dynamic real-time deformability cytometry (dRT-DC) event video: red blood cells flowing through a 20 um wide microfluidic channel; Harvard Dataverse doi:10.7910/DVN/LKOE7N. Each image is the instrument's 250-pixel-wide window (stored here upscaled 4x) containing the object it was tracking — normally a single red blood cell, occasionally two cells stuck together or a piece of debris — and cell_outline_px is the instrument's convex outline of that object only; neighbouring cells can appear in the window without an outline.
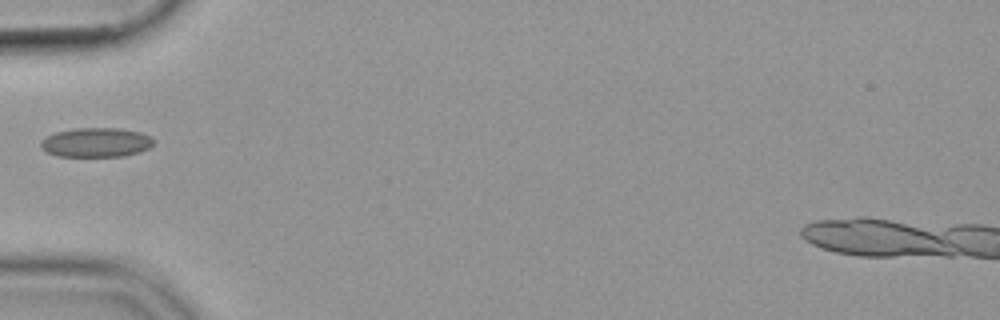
{"species": "common noctule bat (a hibernating species)", "species_latin": "Nyctalus noctula", "temperature_condition": "cold", "stored_images_in_passage": 36, "camera_frame_rate_fps": 3000, "um_per_image_px": 0.085, "animal": {"sex": "female", "body_mass_g": 19.9}, "frame": {"image": 1, "passage_image": 1, "time_ms": 0.0, "image_size_px": [1000, 320], "cell_outline_px": [[156, 140], [148, 148], [140, 152], [124, 156], [56, 156], [40, 148], [40, 140], [56, 132], [76, 128], [120, 128], [140, 132], [152, 136]], "centroid_in_image_um": [8.19, 12.1], "position_along_channel_um": 76.8, "area_um2": 19.42}}
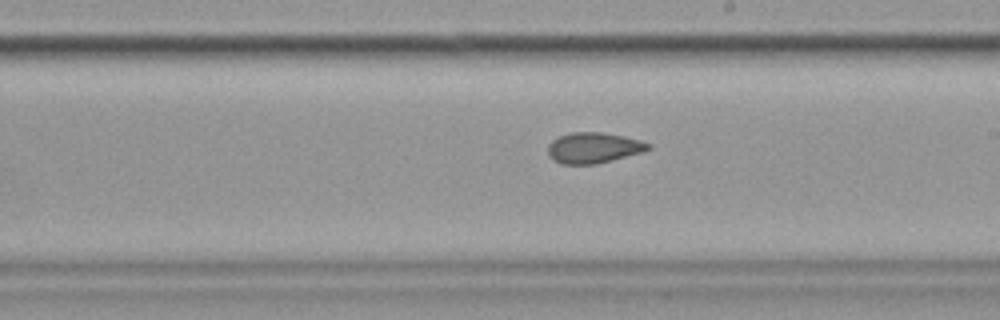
{"frame": {"image": 2, "passage_image": 14, "time_ms": 4.333, "image_size_px": [1000, 320], "cell_outline_px": [[652, 148], [640, 152], [596, 164], [560, 164], [552, 160], [548, 152], [548, 144], [552, 140], [560, 136], [572, 132], [600, 132], [624, 136], [640, 140], [652, 144]], "centroid_in_image_um": [50.43, 12.56], "position_along_channel_um": 238.6, "area_um2": 17.86}}
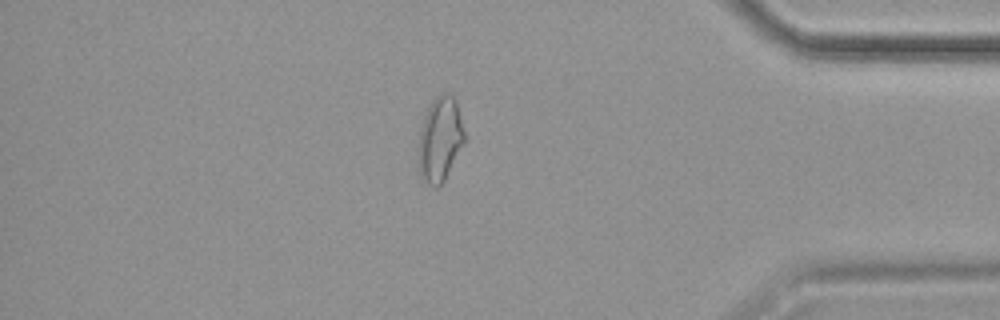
{"frame": {"image": 3, "passage_image": 29, "time_ms": 9.333, "image_size_px": [1000, 320], "cell_outline_px": [[464, 140], [444, 180], [436, 188], [432, 188], [420, 180], [420, 128], [428, 104], [440, 92], [452, 92], [456, 100], [464, 132]], "centroid_in_image_um": [37.39, 11.79], "position_along_channel_um": 397.8, "area_um2": 22.48}}